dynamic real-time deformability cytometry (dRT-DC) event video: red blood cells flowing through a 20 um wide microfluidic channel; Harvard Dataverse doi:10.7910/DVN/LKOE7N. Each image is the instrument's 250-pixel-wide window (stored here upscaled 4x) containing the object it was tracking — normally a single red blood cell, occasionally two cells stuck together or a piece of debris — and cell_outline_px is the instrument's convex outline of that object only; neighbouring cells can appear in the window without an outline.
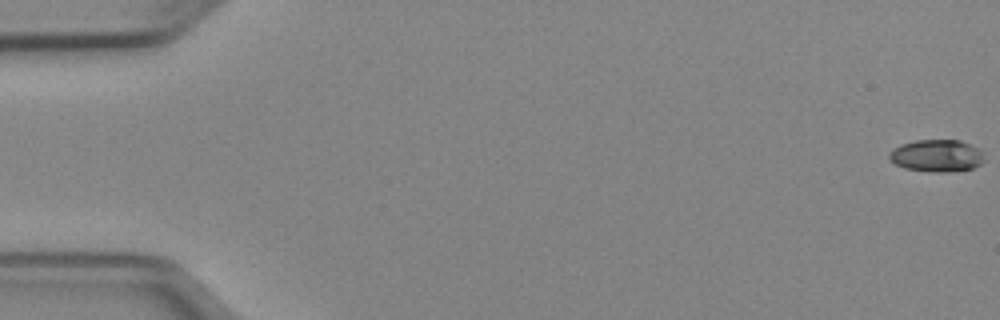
{"species": "Egyptian fruit bat (a non-hibernating species)", "species_latin": "Rousettus aegyptiacus", "temperature_condition": "cold", "stored_images_in_passage": 52, "camera_frame_rate_fps": 3000, "um_per_image_px": 0.085, "animal": {"sex": "female"}, "frame": {"image": 1, "passage_image": 1, "time_ms": 0.0, "image_size_px": [1000, 320], "cell_outline_px": [[984, 160], [980, 164], [972, 168], [948, 172], [932, 172], [904, 168], [888, 160], [888, 152], [892, 148], [900, 144], [916, 140], [960, 140], [976, 148], [980, 152]], "centroid_in_image_um": [79.54, 13.23], "position_along_channel_um": 5.5, "area_um2": 17.8}}
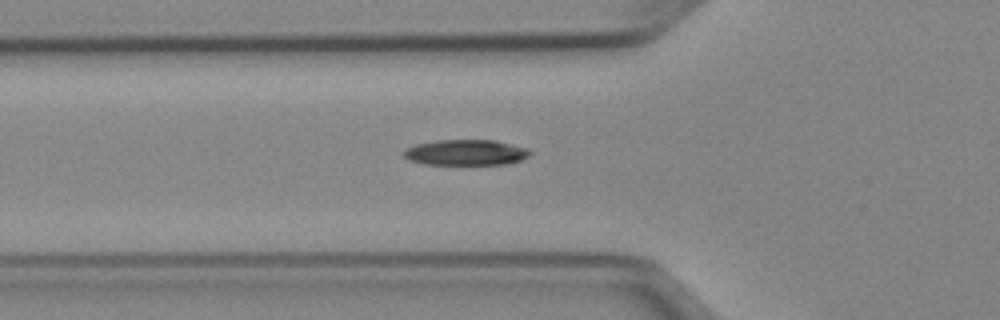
{"frame": {"image": 2, "passage_image": 19, "time_ms": 6.0, "image_size_px": [1000, 320], "cell_outline_px": [[532, 152], [528, 156], [520, 160], [508, 164], [424, 164], [408, 160], [400, 152], [404, 148], [416, 144], [436, 140], [496, 140], [528, 148]], "centroid_in_image_um": [39.56, 12.95], "position_along_channel_um": 86.2, "area_um2": 19.07}}
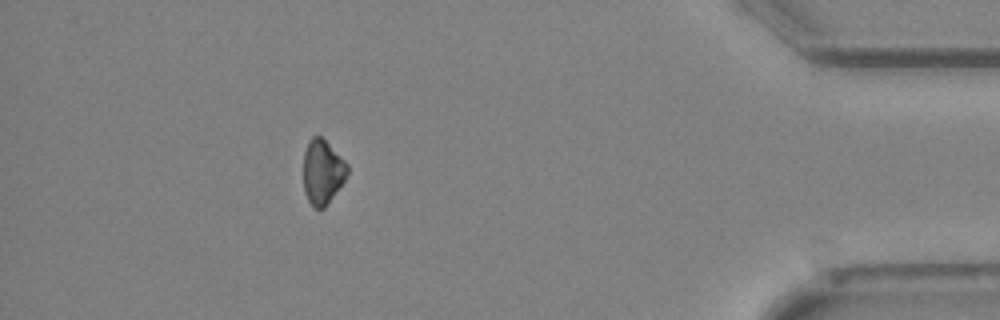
{"frame": {"image": 3, "passage_image": 47, "time_ms": 15.333, "image_size_px": [1000, 320], "cell_outline_px": [[348, 172], [344, 180], [328, 204], [324, 208], [316, 208], [308, 200], [304, 192], [304, 152], [308, 140], [312, 136], [320, 136], [348, 164]], "centroid_in_image_um": [27.4, 14.61], "position_along_channel_um": 407.8, "area_um2": 16.3}, "authors_computed_cell_mechanics": {"area_um2": 18.2648, "velocity_mm_per_s": 3.9733, "shape_relaxation_time_tau1_ms": 2.0634, "shape_relaxation_time_tau2_ms": null, "deformation_change_tau1": 0.0856, "deformation_change_tau2": null}}